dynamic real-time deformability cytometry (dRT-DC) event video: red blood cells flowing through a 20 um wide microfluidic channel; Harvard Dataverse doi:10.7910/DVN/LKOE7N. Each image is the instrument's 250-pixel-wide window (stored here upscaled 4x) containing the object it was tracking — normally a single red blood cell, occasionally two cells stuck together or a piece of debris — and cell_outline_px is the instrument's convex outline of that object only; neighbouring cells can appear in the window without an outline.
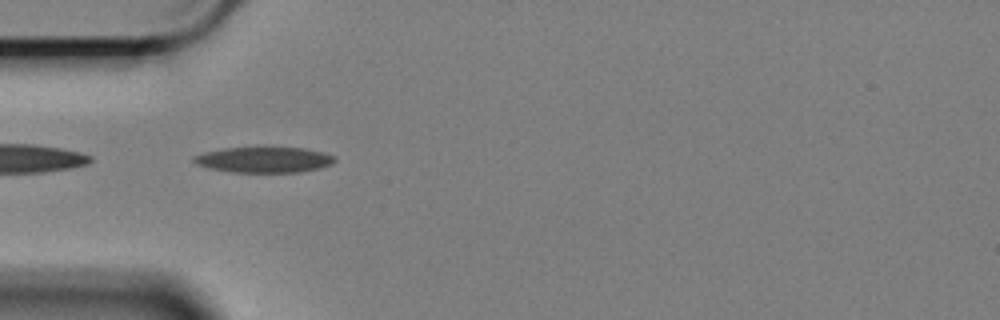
{"species": "Egyptian fruit bat (a non-hibernating species)", "species_latin": "Rousettus aegyptiacus", "temperature_condition": "cold", "stored_images_in_passage": 42, "camera_frame_rate_fps": 3000, "um_per_image_px": 0.085, "animal": {"sex": "female"}, "frame": {"image": 1, "passage_image": 1, "time_ms": 0.0, "image_size_px": [1000, 320], "cell_outline_px": [[336, 160], [332, 164], [316, 168], [296, 172], [232, 172], [208, 168], [196, 164], [192, 160], [192, 156], [204, 152], [224, 148], [264, 144], [304, 148], [324, 152], [332, 156]], "centroid_in_image_um": [22.39, 13.52], "position_along_channel_um": 62.6, "area_um2": 21.96}}
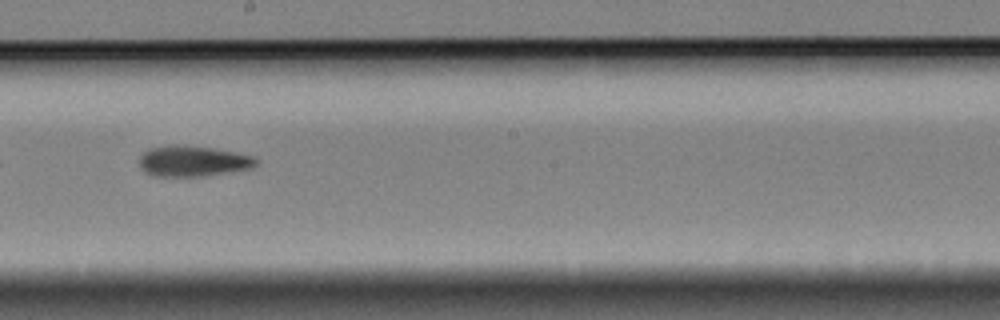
{"frame": {"image": 2, "passage_image": 16, "time_ms": 5.0, "image_size_px": [1000, 320], "cell_outline_px": [[260, 160], [252, 168], [204, 176], [152, 176], [144, 172], [140, 168], [140, 156], [148, 148], [172, 144], [184, 144], [212, 148], [252, 156]], "centroid_in_image_um": [16.36, 13.69], "position_along_channel_um": 231.8, "area_um2": 21.04}}
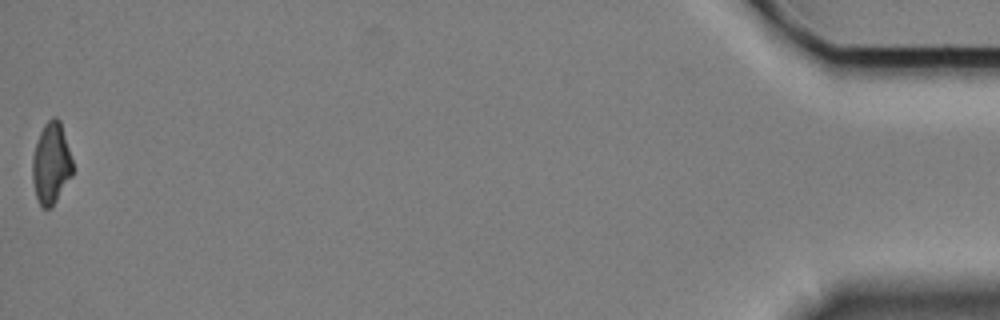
{"frame": {"image": 3, "passage_image": 42, "time_ms": 13.667, "image_size_px": [1000, 320], "cell_outline_px": [[72, 176], [52, 208], [44, 208], [40, 204], [36, 196], [32, 180], [32, 156], [40, 132], [44, 124], [52, 116], [56, 116], [60, 120], [72, 160]], "centroid_in_image_um": [4.34, 13.89], "position_along_channel_um": 430.9, "area_um2": 19.07}, "authors_computed_cell_mechanics": {"area_um2": 20.23, "velocity_mm_per_s": 3.4022, "shape_relaxation_time_tau1_ms": 4.016, "shape_relaxation_time_tau2_ms": 7.4181, "deformation_change_tau1": 0.1444, "deformation_change_tau2": 0.1797}}